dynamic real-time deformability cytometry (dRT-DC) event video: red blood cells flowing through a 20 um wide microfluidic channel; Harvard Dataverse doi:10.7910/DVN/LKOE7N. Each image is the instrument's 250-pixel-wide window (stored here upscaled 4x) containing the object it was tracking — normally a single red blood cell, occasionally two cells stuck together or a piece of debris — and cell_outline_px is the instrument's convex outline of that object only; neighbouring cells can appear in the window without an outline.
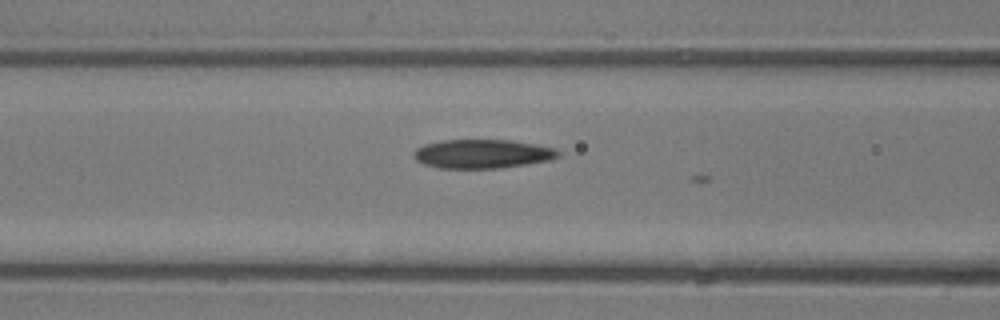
{"species": "common noctule bat (a hibernating species)", "species_latin": "Nyctalus noctula", "temperature_condition": "room temperature", "stored_images_in_passage": 4, "camera_frame_rate_fps": 3000, "um_per_image_px": 0.085, "animal": {"sex": "male", "body_mass_g": 13.3}, "frame": {"image": 1, "passage_image": 3, "time_ms": 0.667, "image_size_px": [1000, 320], "cell_outline_px": [[560, 156], [552, 160], [500, 168], [436, 168], [424, 164], [416, 160], [412, 156], [412, 152], [416, 148], [424, 144], [440, 140], [512, 140], [556, 148], [560, 152]], "centroid_in_image_um": [40.99, 13.07], "position_along_channel_um": 125.6, "area_um2": 24.62}}